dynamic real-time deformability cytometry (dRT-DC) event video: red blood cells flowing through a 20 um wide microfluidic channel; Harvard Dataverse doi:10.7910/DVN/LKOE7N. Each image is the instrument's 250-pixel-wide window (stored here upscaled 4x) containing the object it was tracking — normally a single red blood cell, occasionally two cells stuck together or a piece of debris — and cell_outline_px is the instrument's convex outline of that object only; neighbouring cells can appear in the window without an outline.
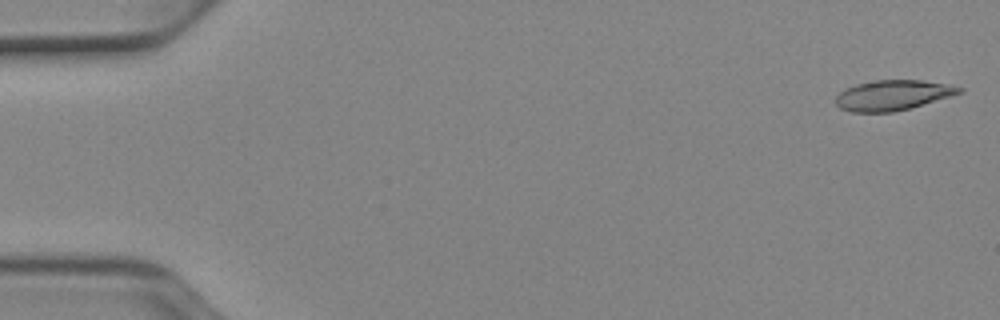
{"species": "Egyptian fruit bat (a non-hibernating species)", "species_latin": "Rousettus aegyptiacus", "temperature_condition": "cold", "stored_images_in_passage": 9, "camera_frame_rate_fps": 3000, "um_per_image_px": 0.085, "animal": {"sex": "female"}, "frame": {"image": 1, "passage_image": 1, "time_ms": 0.0, "image_size_px": [1000, 320], "cell_outline_px": [[964, 92], [908, 108], [892, 112], [852, 112], [840, 108], [836, 104], [836, 96], [844, 88], [856, 84], [876, 80], [920, 80], [944, 84], [964, 88]], "centroid_in_image_um": [75.84, 8.09], "position_along_channel_um": 9.2, "area_um2": 21.44}}